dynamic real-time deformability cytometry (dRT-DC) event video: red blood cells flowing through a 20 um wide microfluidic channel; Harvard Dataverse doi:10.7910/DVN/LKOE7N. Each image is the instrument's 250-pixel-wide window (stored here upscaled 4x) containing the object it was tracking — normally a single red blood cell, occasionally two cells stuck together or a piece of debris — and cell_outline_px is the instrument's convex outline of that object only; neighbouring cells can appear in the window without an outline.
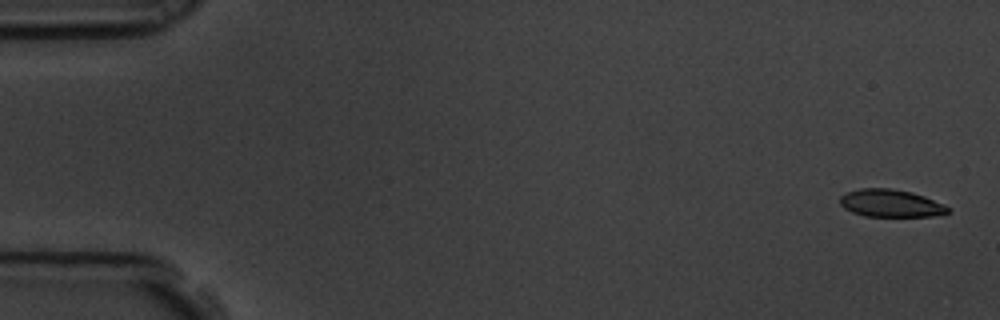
{"species": "common noctule bat (a hibernating species)", "species_latin": "Nyctalus noctula", "temperature_condition": "room temperature", "stored_images_in_passage": 15, "camera_frame_rate_fps": 3000, "um_per_image_px": 0.085, "animal": {"sex": "male", "body_mass_g": 19.5, "forearm_length_mm": 54.6}, "frame": {"image": 1, "passage_image": 1, "time_ms": 0.0, "image_size_px": [1000, 320], "cell_outline_px": [[952, 212], [932, 216], [864, 216], [852, 212], [844, 208], [840, 204], [840, 196], [848, 192], [860, 188], [892, 188], [912, 192], [924, 196], [944, 204]], "centroid_in_image_um": [75.71, 17.27], "position_along_channel_um": 9.3, "area_um2": 17.34}}
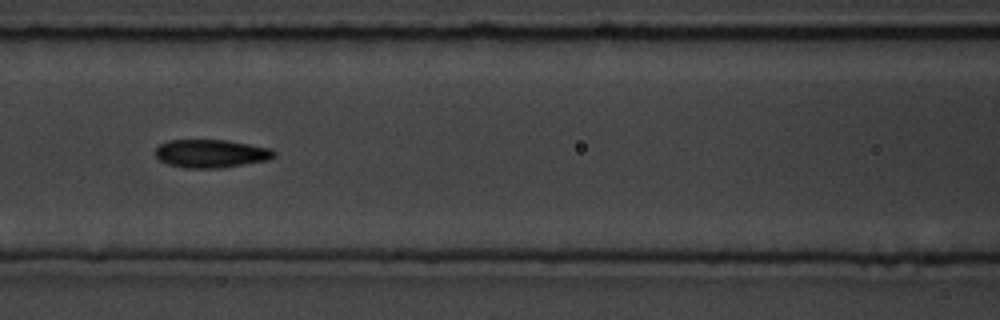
{"frame": {"image": 2, "passage_image": 7, "time_ms": 2.0, "image_size_px": [1000, 320], "cell_outline_px": [[276, 156], [268, 160], [220, 168], [184, 168], [168, 164], [160, 160], [156, 156], [156, 148], [160, 144], [168, 140], [228, 140], [272, 148], [276, 152]], "centroid_in_image_um": [17.97, 13.05], "position_along_channel_um": 148.6, "area_um2": 19.59}}
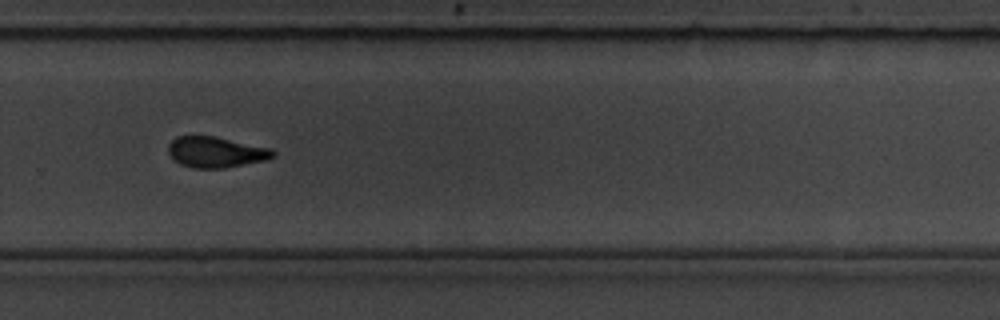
{"frame": {"image": 3, "passage_image": 11, "time_ms": 3.333, "image_size_px": [1000, 320], "cell_outline_px": [[276, 156], [268, 160], [224, 168], [192, 168], [180, 164], [168, 152], [168, 144], [176, 136], [216, 136], [272, 148], [276, 152]], "centroid_in_image_um": [18.4, 12.92], "position_along_channel_um": 311.4, "area_um2": 19.02}}